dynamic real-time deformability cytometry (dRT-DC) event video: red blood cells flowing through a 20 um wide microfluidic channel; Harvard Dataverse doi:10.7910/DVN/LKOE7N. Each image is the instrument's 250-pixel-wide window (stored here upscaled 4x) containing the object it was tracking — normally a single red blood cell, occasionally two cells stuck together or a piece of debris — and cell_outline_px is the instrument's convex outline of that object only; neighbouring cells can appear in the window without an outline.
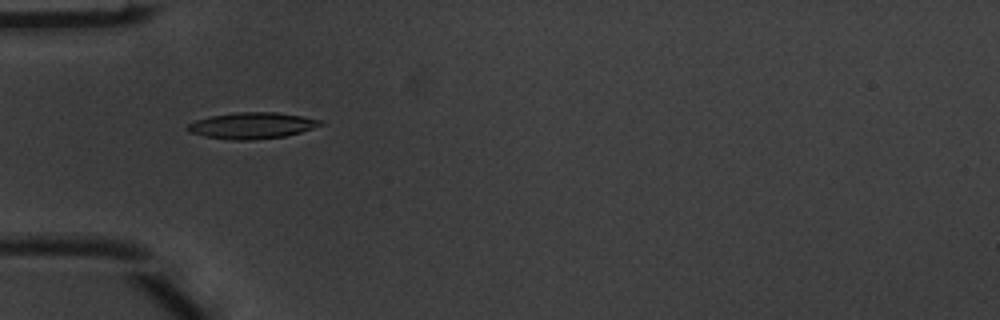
{"species": "common noctule bat (a hibernating species)", "species_latin": "Nyctalus noctula", "temperature_condition": "warm", "stored_images_in_passage": 4, "camera_frame_rate_fps": 3000, "um_per_image_px": 0.085, "animal": {"sex": "male", "body_mass_g": 20.1, "forearm_length_mm": 53.5}, "frame": {"image": 1, "passage_image": 3, "time_ms": 0.667, "image_size_px": [1000, 320], "cell_outline_px": [[324, 124], [300, 132], [284, 136], [252, 140], [232, 140], [204, 136], [188, 132], [184, 128], [188, 124], [196, 120], [212, 116], [236, 112], [276, 112], [300, 116], [320, 120]], "centroid_in_image_um": [21.36, 10.67], "position_along_channel_um": 63.6, "area_um2": 20.17}}